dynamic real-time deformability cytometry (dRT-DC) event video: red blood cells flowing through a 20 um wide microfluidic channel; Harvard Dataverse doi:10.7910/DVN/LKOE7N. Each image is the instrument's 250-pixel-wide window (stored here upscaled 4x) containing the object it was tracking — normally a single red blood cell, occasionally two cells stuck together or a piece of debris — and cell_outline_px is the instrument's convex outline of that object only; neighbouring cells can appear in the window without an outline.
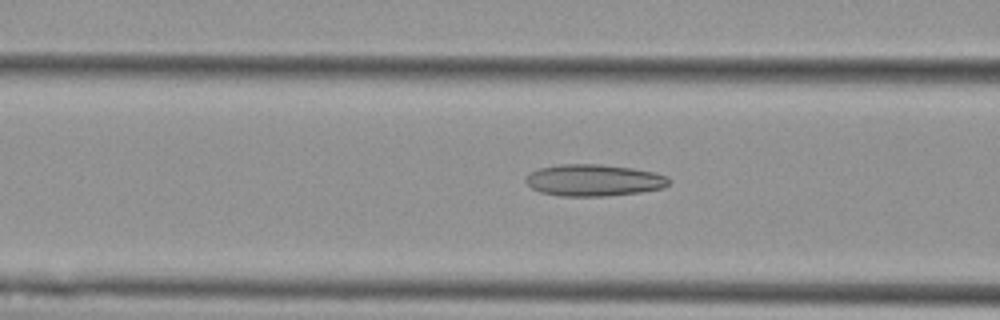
{"species": "Egyptian fruit bat (a non-hibernating species)", "species_latin": "Rousettus aegyptiacus", "temperature_condition": "cold", "stored_images_in_passage": 44, "camera_frame_rate_fps": 3000, "um_per_image_px": 0.085, "animal": {"sex": "female"}, "frame": {"image": 1, "passage_image": 21, "time_ms": 6.667, "image_size_px": [1000, 320], "cell_outline_px": [[672, 180], [664, 188], [640, 192], [608, 196], [560, 196], [540, 192], [532, 188], [524, 180], [524, 176], [540, 168], [556, 164], [600, 164], [632, 168], [656, 172], [668, 176]], "centroid_in_image_um": [50.49, 15.32], "position_along_channel_um": 116.1, "area_um2": 26.76}}
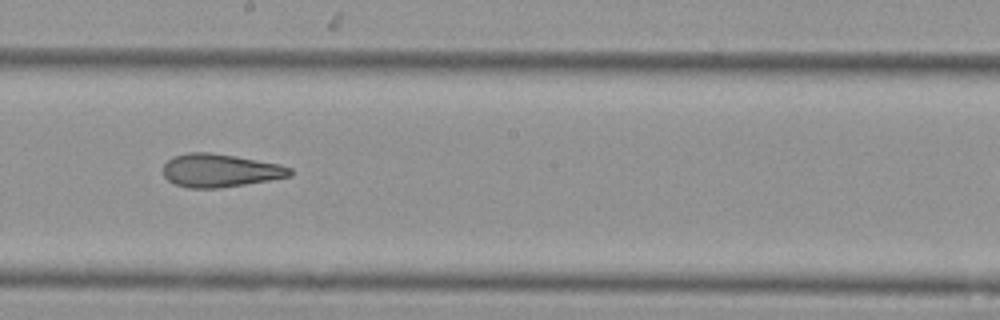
{"frame": {"image": 2, "passage_image": 30, "time_ms": 9.667, "image_size_px": [1000, 320], "cell_outline_px": [[292, 176], [220, 188], [188, 188], [176, 184], [168, 180], [164, 176], [164, 164], [172, 156], [188, 152], [208, 152], [236, 156], [280, 164], [292, 168]], "centroid_in_image_um": [18.7, 14.48], "position_along_channel_um": 229.5, "area_um2": 24.51}}
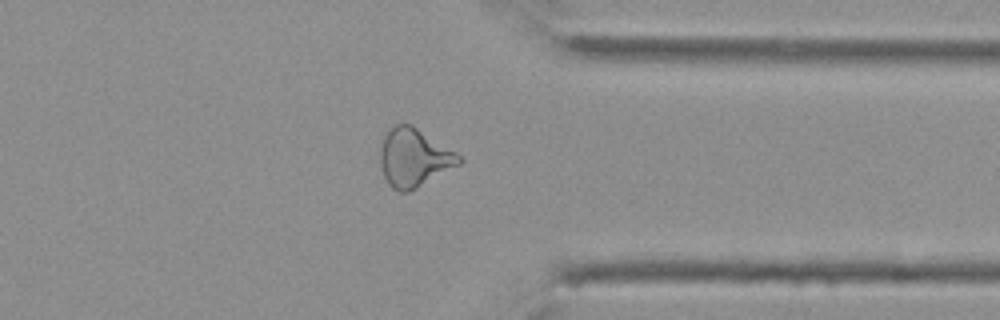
{"frame": {"image": 3, "passage_image": 42, "time_ms": 13.667, "image_size_px": [1000, 320], "cell_outline_px": [[464, 160], [460, 164], [416, 188], [408, 192], [400, 192], [392, 188], [388, 184], [384, 176], [380, 164], [380, 148], [384, 136], [396, 124], [412, 124], [456, 152]], "centroid_in_image_um": [35.19, 13.41], "position_along_channel_um": 376.2, "area_um2": 26.59}}